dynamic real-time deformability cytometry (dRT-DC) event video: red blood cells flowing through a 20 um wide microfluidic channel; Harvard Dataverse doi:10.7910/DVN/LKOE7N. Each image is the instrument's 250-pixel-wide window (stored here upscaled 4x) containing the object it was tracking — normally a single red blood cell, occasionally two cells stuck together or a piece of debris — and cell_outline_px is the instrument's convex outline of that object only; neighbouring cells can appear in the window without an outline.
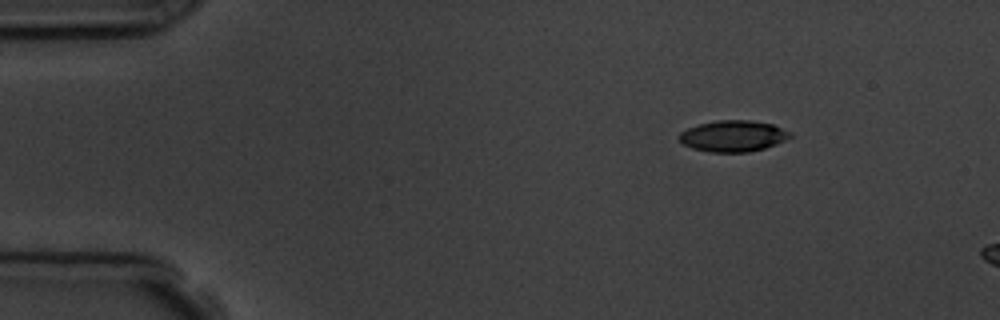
{"species": "common noctule bat (a hibernating species)", "species_latin": "Nyctalus noctula", "temperature_condition": "room temperature", "stored_images_in_passage": 3, "camera_frame_rate_fps": 3000, "um_per_image_px": 0.085, "animal": {"sex": "male", "body_mass_g": 19.5, "forearm_length_mm": 54.6}, "frame": {"image": 1, "passage_image": 1, "time_ms": 0.0, "image_size_px": [1000, 320], "cell_outline_px": [[792, 136], [776, 144], [764, 148], [748, 152], [708, 152], [692, 148], [684, 144], [676, 136], [680, 132], [688, 128], [700, 124], [716, 120], [752, 120], [772, 124], [792, 132]], "centroid_in_image_um": [62.31, 11.56], "position_along_channel_um": 22.7, "area_um2": 20.23}}